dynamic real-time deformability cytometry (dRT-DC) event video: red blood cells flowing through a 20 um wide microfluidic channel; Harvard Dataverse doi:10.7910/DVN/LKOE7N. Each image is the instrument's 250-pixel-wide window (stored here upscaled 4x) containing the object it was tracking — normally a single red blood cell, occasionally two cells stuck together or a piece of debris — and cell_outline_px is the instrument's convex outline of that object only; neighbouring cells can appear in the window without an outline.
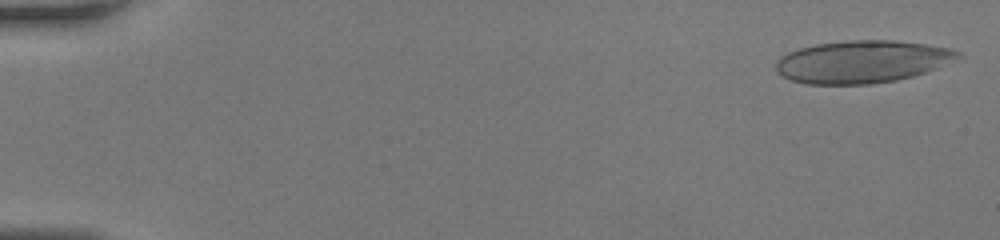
{"species": "human", "species_latin": "Homo sapiens", "temperature_condition": "room temperature", "stored_images_in_passage": 47, "camera_frame_rate_fps": 3000, "um_per_image_px": 0.085, "donor": {"sex": "female"}, "frame": {"image": 1, "passage_image": 1, "time_ms": 0.0, "image_size_px": [1000, 240], "cell_outline_px": [[964, 56], [960, 60], [912, 76], [896, 80], [872, 84], [804, 84], [792, 80], [784, 76], [776, 68], [776, 60], [780, 56], [788, 52], [800, 48], [816, 44], [848, 40], [892, 40], [924, 44], [952, 48], [960, 52]], "centroid_in_image_um": [73.33, 5.24], "position_along_channel_um": 11.7, "area_um2": 45.2}}
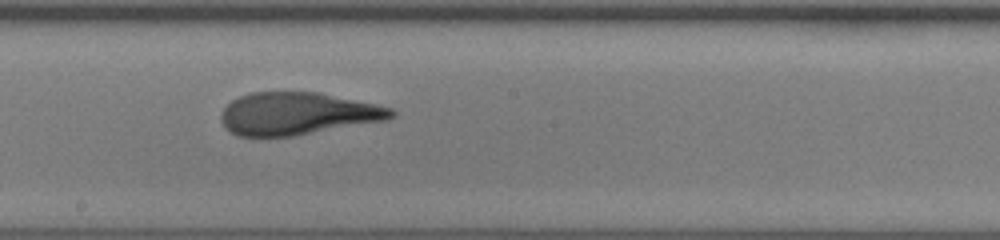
{"frame": {"image": 2, "passage_image": 27, "time_ms": 8.667, "image_size_px": [1000, 240], "cell_outline_px": [[396, 116], [388, 120], [292, 136], [236, 136], [224, 128], [220, 120], [220, 116], [224, 108], [232, 100], [240, 96], [252, 92], [320, 92], [376, 104], [392, 108], [396, 112]], "centroid_in_image_um": [25.29, 9.66], "position_along_channel_um": 222.9, "area_um2": 42.31}}
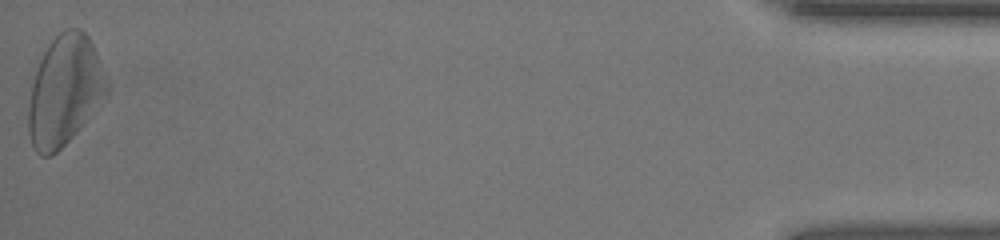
{"frame": {"image": 3, "passage_image": 47, "time_ms": 15.333, "image_size_px": [1000, 240], "cell_outline_px": [[108, 92], [84, 124], [52, 156], [40, 156], [36, 152], [32, 144], [28, 132], [28, 104], [32, 84], [40, 60], [48, 44], [64, 28], [80, 28], [88, 36], [96, 52], [108, 80]], "centroid_in_image_um": [5.49, 7.7], "position_along_channel_um": 429.7, "area_um2": 49.94}}